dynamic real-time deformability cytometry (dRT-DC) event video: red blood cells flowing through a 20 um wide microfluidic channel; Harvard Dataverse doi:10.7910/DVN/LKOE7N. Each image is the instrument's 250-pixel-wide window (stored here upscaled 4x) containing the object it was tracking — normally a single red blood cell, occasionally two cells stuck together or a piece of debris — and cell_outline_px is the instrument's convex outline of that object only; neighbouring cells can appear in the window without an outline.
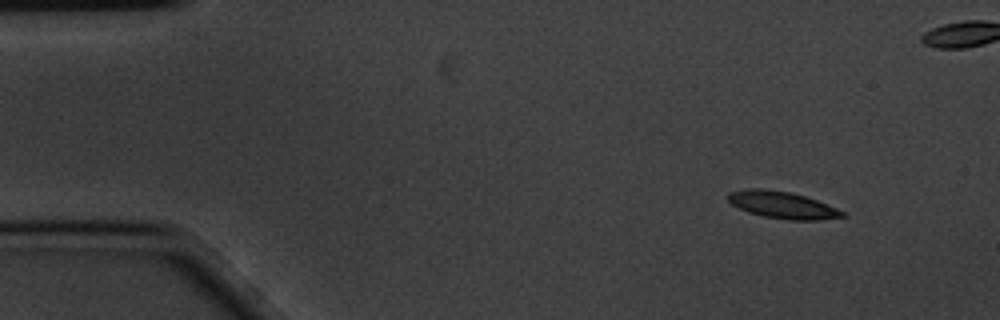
{"species": "common noctule bat (a hibernating species)", "species_latin": "Nyctalus noctula", "temperature_condition": "cold", "stored_images_in_passage": 5, "camera_frame_rate_fps": 3000, "um_per_image_px": 0.085, "animal": {"sex": "male", "body_mass_g": 20.1, "forearm_length_mm": 53.5}, "frame": {"image": 1, "passage_image": 1, "time_ms": 0.0, "image_size_px": [1000, 320], "cell_outline_px": [[848, 216], [820, 220], [788, 220], [764, 216], [748, 212], [732, 204], [728, 200], [728, 192], [748, 188], [764, 188], [792, 192], [816, 200], [836, 208], [844, 212]], "centroid_in_image_um": [66.5, 17.42], "position_along_channel_um": 18.5, "area_um2": 17.98}}